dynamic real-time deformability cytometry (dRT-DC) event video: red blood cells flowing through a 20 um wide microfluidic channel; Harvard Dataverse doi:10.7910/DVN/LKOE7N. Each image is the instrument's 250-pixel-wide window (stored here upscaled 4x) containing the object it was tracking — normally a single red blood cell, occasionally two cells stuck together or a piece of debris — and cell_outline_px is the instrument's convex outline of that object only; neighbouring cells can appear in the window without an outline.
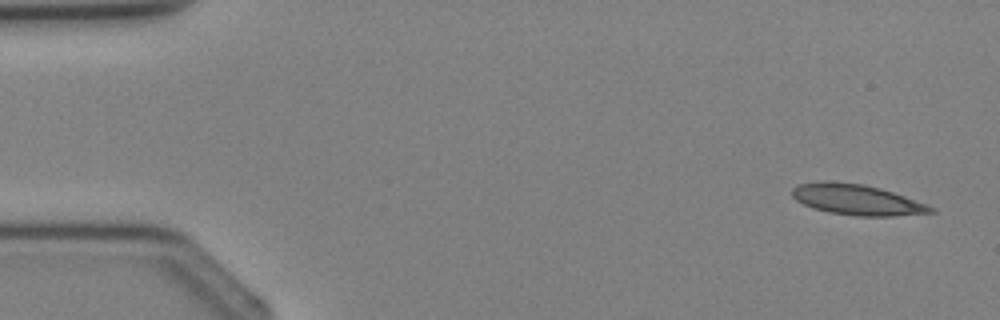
{"species": "Egyptian fruit bat (a non-hibernating species)", "species_latin": "Rousettus aegyptiacus", "temperature_condition": "cold", "stored_images_in_passage": 5, "camera_frame_rate_fps": 3000, "um_per_image_px": 0.085, "animal": {"sex": "female"}, "frame": {"image": 1, "passage_image": 5, "time_ms": 4.667, "image_size_px": [1000, 320], "cell_outline_px": [[936, 212], [892, 216], [856, 216], [828, 212], [812, 208], [796, 200], [792, 196], [792, 188], [800, 184], [824, 180], [828, 180], [864, 184], [880, 188], [928, 204], [936, 208]], "centroid_in_image_um": [72.84, 16.97], "position_along_channel_um": 12.2, "area_um2": 24.85}}